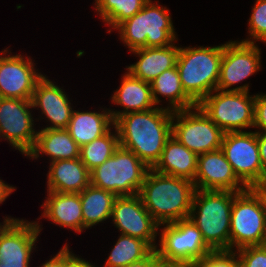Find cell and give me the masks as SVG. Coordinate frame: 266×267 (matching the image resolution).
Segmentation results:
<instances>
[{
	"label": "cell",
	"mask_w": 266,
	"mask_h": 267,
	"mask_svg": "<svg viewBox=\"0 0 266 267\" xmlns=\"http://www.w3.org/2000/svg\"><path fill=\"white\" fill-rule=\"evenodd\" d=\"M198 106L224 132L253 128L255 95L249 92L214 90Z\"/></svg>",
	"instance_id": "9"
},
{
	"label": "cell",
	"mask_w": 266,
	"mask_h": 267,
	"mask_svg": "<svg viewBox=\"0 0 266 267\" xmlns=\"http://www.w3.org/2000/svg\"><path fill=\"white\" fill-rule=\"evenodd\" d=\"M103 267H125L144 259L153 249L143 240L120 234Z\"/></svg>",
	"instance_id": "29"
},
{
	"label": "cell",
	"mask_w": 266,
	"mask_h": 267,
	"mask_svg": "<svg viewBox=\"0 0 266 267\" xmlns=\"http://www.w3.org/2000/svg\"><path fill=\"white\" fill-rule=\"evenodd\" d=\"M158 236L156 251L159 260L164 263L193 265L213 252L205 243L201 231L189 218L159 225Z\"/></svg>",
	"instance_id": "8"
},
{
	"label": "cell",
	"mask_w": 266,
	"mask_h": 267,
	"mask_svg": "<svg viewBox=\"0 0 266 267\" xmlns=\"http://www.w3.org/2000/svg\"><path fill=\"white\" fill-rule=\"evenodd\" d=\"M118 147V133L113 126L106 134L80 147V160L91 172L111 157Z\"/></svg>",
	"instance_id": "30"
},
{
	"label": "cell",
	"mask_w": 266,
	"mask_h": 267,
	"mask_svg": "<svg viewBox=\"0 0 266 267\" xmlns=\"http://www.w3.org/2000/svg\"><path fill=\"white\" fill-rule=\"evenodd\" d=\"M43 75L36 83L31 103L33 110L40 109L42 119L50 122L41 129H67L73 107L65 90Z\"/></svg>",
	"instance_id": "17"
},
{
	"label": "cell",
	"mask_w": 266,
	"mask_h": 267,
	"mask_svg": "<svg viewBox=\"0 0 266 267\" xmlns=\"http://www.w3.org/2000/svg\"><path fill=\"white\" fill-rule=\"evenodd\" d=\"M194 182L148 170L138 193L142 203L159 224H168L189 218Z\"/></svg>",
	"instance_id": "2"
},
{
	"label": "cell",
	"mask_w": 266,
	"mask_h": 267,
	"mask_svg": "<svg viewBox=\"0 0 266 267\" xmlns=\"http://www.w3.org/2000/svg\"><path fill=\"white\" fill-rule=\"evenodd\" d=\"M192 267H238V259L234 251H213Z\"/></svg>",
	"instance_id": "33"
},
{
	"label": "cell",
	"mask_w": 266,
	"mask_h": 267,
	"mask_svg": "<svg viewBox=\"0 0 266 267\" xmlns=\"http://www.w3.org/2000/svg\"><path fill=\"white\" fill-rule=\"evenodd\" d=\"M111 221L120 234L139 238L156 250L159 224L144 207L140 196H118L115 199Z\"/></svg>",
	"instance_id": "14"
},
{
	"label": "cell",
	"mask_w": 266,
	"mask_h": 267,
	"mask_svg": "<svg viewBox=\"0 0 266 267\" xmlns=\"http://www.w3.org/2000/svg\"><path fill=\"white\" fill-rule=\"evenodd\" d=\"M172 117L173 111L166 106L121 115L114 121L119 146L132 151L152 168L172 135Z\"/></svg>",
	"instance_id": "1"
},
{
	"label": "cell",
	"mask_w": 266,
	"mask_h": 267,
	"mask_svg": "<svg viewBox=\"0 0 266 267\" xmlns=\"http://www.w3.org/2000/svg\"><path fill=\"white\" fill-rule=\"evenodd\" d=\"M261 49L257 43L230 40L223 44L218 90L249 92V83L235 86L261 70Z\"/></svg>",
	"instance_id": "12"
},
{
	"label": "cell",
	"mask_w": 266,
	"mask_h": 267,
	"mask_svg": "<svg viewBox=\"0 0 266 267\" xmlns=\"http://www.w3.org/2000/svg\"><path fill=\"white\" fill-rule=\"evenodd\" d=\"M47 191L80 193L91 184L90 171L80 158L56 160L47 173Z\"/></svg>",
	"instance_id": "22"
},
{
	"label": "cell",
	"mask_w": 266,
	"mask_h": 267,
	"mask_svg": "<svg viewBox=\"0 0 266 267\" xmlns=\"http://www.w3.org/2000/svg\"><path fill=\"white\" fill-rule=\"evenodd\" d=\"M196 189L242 192L247 187L237 178L222 149L198 155Z\"/></svg>",
	"instance_id": "18"
},
{
	"label": "cell",
	"mask_w": 266,
	"mask_h": 267,
	"mask_svg": "<svg viewBox=\"0 0 266 267\" xmlns=\"http://www.w3.org/2000/svg\"><path fill=\"white\" fill-rule=\"evenodd\" d=\"M223 57V44L180 47L176 67L185 93L198 105L216 90Z\"/></svg>",
	"instance_id": "5"
},
{
	"label": "cell",
	"mask_w": 266,
	"mask_h": 267,
	"mask_svg": "<svg viewBox=\"0 0 266 267\" xmlns=\"http://www.w3.org/2000/svg\"><path fill=\"white\" fill-rule=\"evenodd\" d=\"M223 135L198 105L173 111L172 136L197 155L220 149Z\"/></svg>",
	"instance_id": "11"
},
{
	"label": "cell",
	"mask_w": 266,
	"mask_h": 267,
	"mask_svg": "<svg viewBox=\"0 0 266 267\" xmlns=\"http://www.w3.org/2000/svg\"><path fill=\"white\" fill-rule=\"evenodd\" d=\"M41 218H45L56 226L68 228L76 233L83 232V217L80 193H62L47 191Z\"/></svg>",
	"instance_id": "19"
},
{
	"label": "cell",
	"mask_w": 266,
	"mask_h": 267,
	"mask_svg": "<svg viewBox=\"0 0 266 267\" xmlns=\"http://www.w3.org/2000/svg\"><path fill=\"white\" fill-rule=\"evenodd\" d=\"M167 267H192V265H177L173 263H167Z\"/></svg>",
	"instance_id": "41"
},
{
	"label": "cell",
	"mask_w": 266,
	"mask_h": 267,
	"mask_svg": "<svg viewBox=\"0 0 266 267\" xmlns=\"http://www.w3.org/2000/svg\"><path fill=\"white\" fill-rule=\"evenodd\" d=\"M39 267H65V245L60 251Z\"/></svg>",
	"instance_id": "37"
},
{
	"label": "cell",
	"mask_w": 266,
	"mask_h": 267,
	"mask_svg": "<svg viewBox=\"0 0 266 267\" xmlns=\"http://www.w3.org/2000/svg\"><path fill=\"white\" fill-rule=\"evenodd\" d=\"M121 77V83L118 89L113 92L111 102L121 106L123 110L117 111L109 108L114 121L126 113L148 111L157 107L149 82L133 77L128 71Z\"/></svg>",
	"instance_id": "20"
},
{
	"label": "cell",
	"mask_w": 266,
	"mask_h": 267,
	"mask_svg": "<svg viewBox=\"0 0 266 267\" xmlns=\"http://www.w3.org/2000/svg\"><path fill=\"white\" fill-rule=\"evenodd\" d=\"M15 218L11 217V216H6L3 219V222H0V235L2 234V232L4 231V229L14 220Z\"/></svg>",
	"instance_id": "40"
},
{
	"label": "cell",
	"mask_w": 266,
	"mask_h": 267,
	"mask_svg": "<svg viewBox=\"0 0 266 267\" xmlns=\"http://www.w3.org/2000/svg\"><path fill=\"white\" fill-rule=\"evenodd\" d=\"M118 196L104 189L87 186L80 192L83 231L111 219L112 208Z\"/></svg>",
	"instance_id": "27"
},
{
	"label": "cell",
	"mask_w": 266,
	"mask_h": 267,
	"mask_svg": "<svg viewBox=\"0 0 266 267\" xmlns=\"http://www.w3.org/2000/svg\"><path fill=\"white\" fill-rule=\"evenodd\" d=\"M221 149L235 175L247 188H260L266 184L257 132L249 130L224 133Z\"/></svg>",
	"instance_id": "10"
},
{
	"label": "cell",
	"mask_w": 266,
	"mask_h": 267,
	"mask_svg": "<svg viewBox=\"0 0 266 267\" xmlns=\"http://www.w3.org/2000/svg\"><path fill=\"white\" fill-rule=\"evenodd\" d=\"M257 143L263 171L266 173V133L257 132Z\"/></svg>",
	"instance_id": "38"
},
{
	"label": "cell",
	"mask_w": 266,
	"mask_h": 267,
	"mask_svg": "<svg viewBox=\"0 0 266 267\" xmlns=\"http://www.w3.org/2000/svg\"><path fill=\"white\" fill-rule=\"evenodd\" d=\"M260 189L263 191L265 197H266V184L262 187H260Z\"/></svg>",
	"instance_id": "43"
},
{
	"label": "cell",
	"mask_w": 266,
	"mask_h": 267,
	"mask_svg": "<svg viewBox=\"0 0 266 267\" xmlns=\"http://www.w3.org/2000/svg\"><path fill=\"white\" fill-rule=\"evenodd\" d=\"M166 6L149 0L131 18L119 24L115 30L129 51L143 47H165L177 42L178 37Z\"/></svg>",
	"instance_id": "4"
},
{
	"label": "cell",
	"mask_w": 266,
	"mask_h": 267,
	"mask_svg": "<svg viewBox=\"0 0 266 267\" xmlns=\"http://www.w3.org/2000/svg\"><path fill=\"white\" fill-rule=\"evenodd\" d=\"M15 189L16 188L13 185L7 184L5 181L0 179V204H3L9 195L15 191Z\"/></svg>",
	"instance_id": "39"
},
{
	"label": "cell",
	"mask_w": 266,
	"mask_h": 267,
	"mask_svg": "<svg viewBox=\"0 0 266 267\" xmlns=\"http://www.w3.org/2000/svg\"><path fill=\"white\" fill-rule=\"evenodd\" d=\"M253 128L255 132L266 133V94H255V112Z\"/></svg>",
	"instance_id": "34"
},
{
	"label": "cell",
	"mask_w": 266,
	"mask_h": 267,
	"mask_svg": "<svg viewBox=\"0 0 266 267\" xmlns=\"http://www.w3.org/2000/svg\"><path fill=\"white\" fill-rule=\"evenodd\" d=\"M175 45L143 47L130 51L139 58L135 64L126 66V70L133 77L150 83L165 70L176 67L180 47Z\"/></svg>",
	"instance_id": "21"
},
{
	"label": "cell",
	"mask_w": 266,
	"mask_h": 267,
	"mask_svg": "<svg viewBox=\"0 0 266 267\" xmlns=\"http://www.w3.org/2000/svg\"><path fill=\"white\" fill-rule=\"evenodd\" d=\"M32 109L31 100L0 97V139L24 156L34 147L38 131L35 121L40 120L34 119Z\"/></svg>",
	"instance_id": "13"
},
{
	"label": "cell",
	"mask_w": 266,
	"mask_h": 267,
	"mask_svg": "<svg viewBox=\"0 0 266 267\" xmlns=\"http://www.w3.org/2000/svg\"><path fill=\"white\" fill-rule=\"evenodd\" d=\"M150 168L132 151L119 146L103 164L90 172L91 185L117 196L137 195Z\"/></svg>",
	"instance_id": "7"
},
{
	"label": "cell",
	"mask_w": 266,
	"mask_h": 267,
	"mask_svg": "<svg viewBox=\"0 0 266 267\" xmlns=\"http://www.w3.org/2000/svg\"><path fill=\"white\" fill-rule=\"evenodd\" d=\"M9 48L0 52V97L31 100L37 81L44 75L34 61Z\"/></svg>",
	"instance_id": "15"
},
{
	"label": "cell",
	"mask_w": 266,
	"mask_h": 267,
	"mask_svg": "<svg viewBox=\"0 0 266 267\" xmlns=\"http://www.w3.org/2000/svg\"><path fill=\"white\" fill-rule=\"evenodd\" d=\"M238 192L196 189L189 219L213 251H230V219Z\"/></svg>",
	"instance_id": "3"
},
{
	"label": "cell",
	"mask_w": 266,
	"mask_h": 267,
	"mask_svg": "<svg viewBox=\"0 0 266 267\" xmlns=\"http://www.w3.org/2000/svg\"><path fill=\"white\" fill-rule=\"evenodd\" d=\"M154 267H167V263L159 261Z\"/></svg>",
	"instance_id": "42"
},
{
	"label": "cell",
	"mask_w": 266,
	"mask_h": 267,
	"mask_svg": "<svg viewBox=\"0 0 266 267\" xmlns=\"http://www.w3.org/2000/svg\"><path fill=\"white\" fill-rule=\"evenodd\" d=\"M198 155L186 148L172 135L167 139L160 159L152 167L158 173L194 182Z\"/></svg>",
	"instance_id": "24"
},
{
	"label": "cell",
	"mask_w": 266,
	"mask_h": 267,
	"mask_svg": "<svg viewBox=\"0 0 266 267\" xmlns=\"http://www.w3.org/2000/svg\"><path fill=\"white\" fill-rule=\"evenodd\" d=\"M39 221L15 218L0 235V267H30L32 252L43 229Z\"/></svg>",
	"instance_id": "16"
},
{
	"label": "cell",
	"mask_w": 266,
	"mask_h": 267,
	"mask_svg": "<svg viewBox=\"0 0 266 267\" xmlns=\"http://www.w3.org/2000/svg\"><path fill=\"white\" fill-rule=\"evenodd\" d=\"M46 155L49 162L80 158V147L67 129H40L36 141L26 157L36 160Z\"/></svg>",
	"instance_id": "23"
},
{
	"label": "cell",
	"mask_w": 266,
	"mask_h": 267,
	"mask_svg": "<svg viewBox=\"0 0 266 267\" xmlns=\"http://www.w3.org/2000/svg\"><path fill=\"white\" fill-rule=\"evenodd\" d=\"M235 253L238 267H266V245L244 247Z\"/></svg>",
	"instance_id": "32"
},
{
	"label": "cell",
	"mask_w": 266,
	"mask_h": 267,
	"mask_svg": "<svg viewBox=\"0 0 266 267\" xmlns=\"http://www.w3.org/2000/svg\"><path fill=\"white\" fill-rule=\"evenodd\" d=\"M100 109L101 112L73 110L67 130L79 147L101 137L114 126L109 109Z\"/></svg>",
	"instance_id": "25"
},
{
	"label": "cell",
	"mask_w": 266,
	"mask_h": 267,
	"mask_svg": "<svg viewBox=\"0 0 266 267\" xmlns=\"http://www.w3.org/2000/svg\"><path fill=\"white\" fill-rule=\"evenodd\" d=\"M94 1V10L97 12V15L101 17L102 22L109 26L107 32L110 34L119 24L139 12L149 0Z\"/></svg>",
	"instance_id": "28"
},
{
	"label": "cell",
	"mask_w": 266,
	"mask_h": 267,
	"mask_svg": "<svg viewBox=\"0 0 266 267\" xmlns=\"http://www.w3.org/2000/svg\"><path fill=\"white\" fill-rule=\"evenodd\" d=\"M69 244H65V267H96L93 263L88 262L84 258L79 257L72 253L73 251L69 249ZM71 250V251H70Z\"/></svg>",
	"instance_id": "35"
},
{
	"label": "cell",
	"mask_w": 266,
	"mask_h": 267,
	"mask_svg": "<svg viewBox=\"0 0 266 267\" xmlns=\"http://www.w3.org/2000/svg\"><path fill=\"white\" fill-rule=\"evenodd\" d=\"M153 100L156 106L162 105V96L168 103L167 109L178 111L195 107L197 104L185 93L177 67L161 73L150 82ZM160 96V97H159ZM161 103V104H160ZM159 104V105H158Z\"/></svg>",
	"instance_id": "26"
},
{
	"label": "cell",
	"mask_w": 266,
	"mask_h": 267,
	"mask_svg": "<svg viewBox=\"0 0 266 267\" xmlns=\"http://www.w3.org/2000/svg\"><path fill=\"white\" fill-rule=\"evenodd\" d=\"M156 250H152L144 259L132 262L125 267H154L159 262Z\"/></svg>",
	"instance_id": "36"
},
{
	"label": "cell",
	"mask_w": 266,
	"mask_h": 267,
	"mask_svg": "<svg viewBox=\"0 0 266 267\" xmlns=\"http://www.w3.org/2000/svg\"><path fill=\"white\" fill-rule=\"evenodd\" d=\"M248 24L249 35L241 41L247 43L260 41L266 44V0H255Z\"/></svg>",
	"instance_id": "31"
},
{
	"label": "cell",
	"mask_w": 266,
	"mask_h": 267,
	"mask_svg": "<svg viewBox=\"0 0 266 267\" xmlns=\"http://www.w3.org/2000/svg\"><path fill=\"white\" fill-rule=\"evenodd\" d=\"M266 197L260 188H247L234 196L230 219V251L265 245Z\"/></svg>",
	"instance_id": "6"
}]
</instances>
